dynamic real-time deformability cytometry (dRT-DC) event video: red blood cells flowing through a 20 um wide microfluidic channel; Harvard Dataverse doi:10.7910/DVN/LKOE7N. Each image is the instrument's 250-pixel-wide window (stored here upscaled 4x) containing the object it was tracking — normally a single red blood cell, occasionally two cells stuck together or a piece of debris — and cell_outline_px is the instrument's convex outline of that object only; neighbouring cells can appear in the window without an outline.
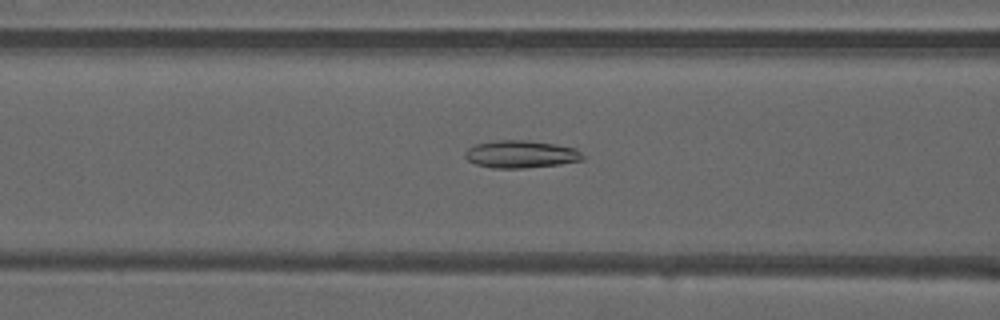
{"species": "common noctule bat (a hibernating species)", "species_latin": "Nyctalus noctula", "temperature_condition": "warm", "stored_images_in_passage": 50, "camera_frame_rate_fps": 3000, "um_per_image_px": 0.085, "animal": {"sex": "male", "forearm_length_mm": 52.5}, "frame": {"image": 1, "passage_image": 20, "time_ms": 6.333, "image_size_px": [1000, 320], "cell_outline_px": [[584, 160], [560, 164], [524, 168], [492, 168], [476, 164], [468, 160], [464, 156], [464, 152], [468, 148], [476, 144], [496, 140], [528, 140], [556, 144], [576, 148], [584, 156]], "centroid_in_image_um": [44.28, 13.1], "position_along_channel_um": 122.3, "area_um2": 18.96}}
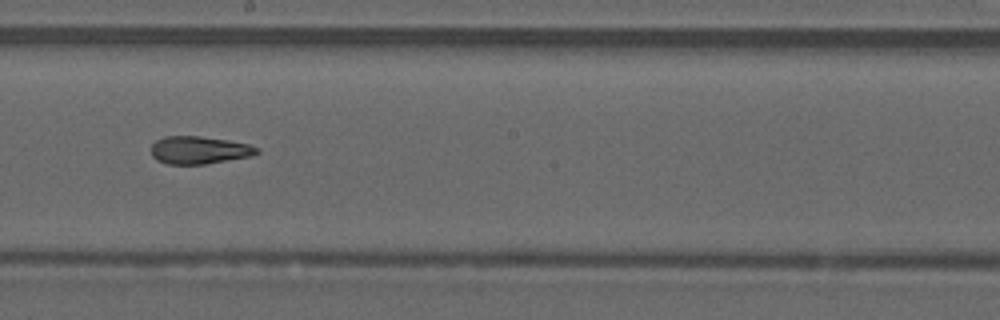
{"frame": {"image": 2, "passage_image": 28, "time_ms": 9.0, "image_size_px": [1000, 320], "cell_outline_px": [[260, 152], [252, 156], [204, 164], [168, 164], [156, 160], [152, 156], [152, 144], [156, 140], [164, 136], [200, 136], [228, 140], [248, 144], [260, 148]], "centroid_in_image_um": [16.94, 12.75], "position_along_channel_um": 231.3, "area_um2": 17.11}}
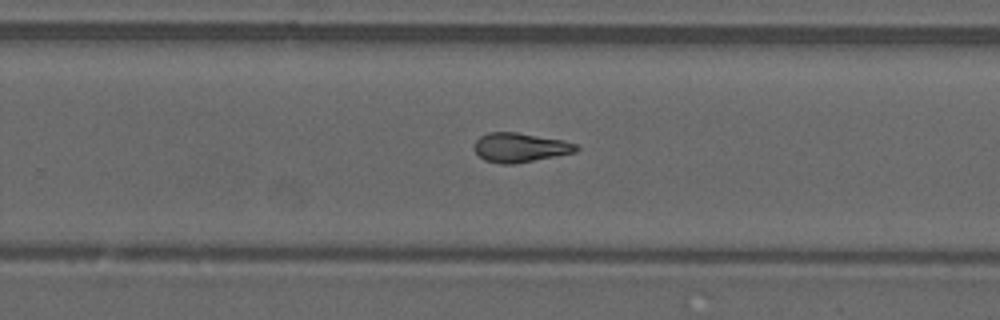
{"frame": {"image": 3, "passage_image": 32, "time_ms": 10.333, "image_size_px": [1000, 320], "cell_outline_px": [[580, 148], [576, 152], [556, 156], [512, 164], [500, 164], [484, 160], [472, 148], [476, 140], [480, 136], [488, 132], [516, 132], [564, 140], [576, 144]], "centroid_in_image_um": [44.19, 12.53], "position_along_channel_um": 285.6, "area_um2": 17.46}, "authors_computed_cell_mechanics": {"area_um2": 17.918, "velocity_mm_per_s": 4.0942, "shape_relaxation_time_tau1_ms": null, "shape_relaxation_time_tau2_ms": 4.0526, "deformation_change_tau1": null, "deformation_change_tau2": 0.1269}}